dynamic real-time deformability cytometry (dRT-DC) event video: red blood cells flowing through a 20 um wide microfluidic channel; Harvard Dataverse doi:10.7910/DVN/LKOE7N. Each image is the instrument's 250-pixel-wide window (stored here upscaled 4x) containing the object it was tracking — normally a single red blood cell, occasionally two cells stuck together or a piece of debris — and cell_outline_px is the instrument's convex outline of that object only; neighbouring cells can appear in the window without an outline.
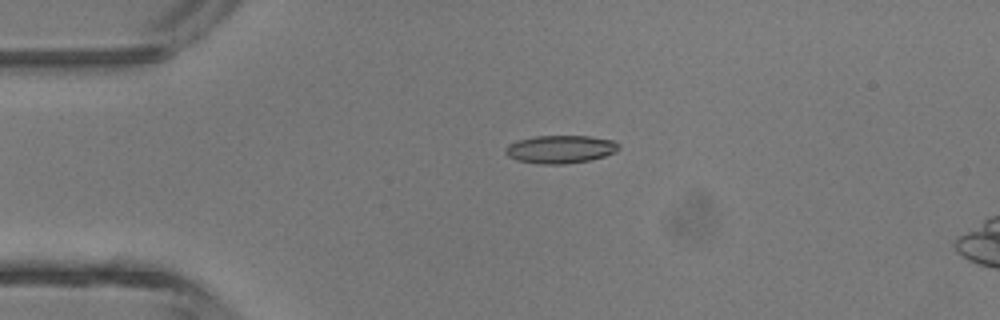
{"species": "common noctule bat (a hibernating species)", "species_latin": "Nyctalus noctula", "temperature_condition": "room temperature", "stored_images_in_passage": 4, "camera_frame_rate_fps": 3000, "um_per_image_px": 0.085, "animal": {"sex": "male", "body_mass_g": 13.3}, "frame": {"image": 1, "passage_image": 3, "time_ms": 0.667, "image_size_px": [1000, 320], "cell_outline_px": [[620, 148], [616, 152], [604, 156], [588, 160], [564, 164], [540, 164], [516, 160], [508, 156], [504, 152], [504, 148], [508, 144], [520, 140], [536, 136], [588, 136], [616, 140], [620, 144]], "centroid_in_image_um": [47.65, 12.68], "position_along_channel_um": 37.3, "area_um2": 18.55}}